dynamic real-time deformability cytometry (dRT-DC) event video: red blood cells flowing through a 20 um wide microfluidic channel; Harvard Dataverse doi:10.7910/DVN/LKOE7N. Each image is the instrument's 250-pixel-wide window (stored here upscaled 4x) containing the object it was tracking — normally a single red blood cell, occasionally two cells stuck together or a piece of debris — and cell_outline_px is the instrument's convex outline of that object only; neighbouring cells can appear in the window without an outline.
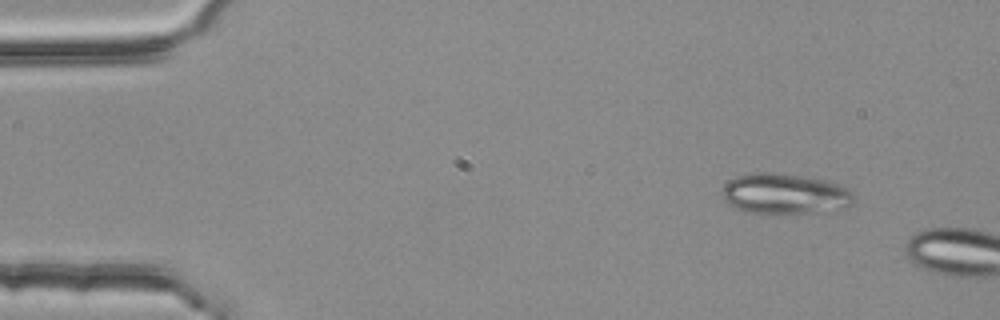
{"species": "common noctule bat (a hibernating species)", "species_latin": "Nyctalus noctula", "temperature_condition": "room temperature", "stored_images_in_passage": 2, "camera_frame_rate_fps": 3000, "um_per_image_px": 0.085, "animal": {"sex": "female", "body_mass_g": 25.1}, "frame": {"image": 1, "passage_image": 1, "time_ms": 0.0, "image_size_px": [1000, 320], "cell_outline_px": [[852, 204], [848, 208], [816, 212], [752, 212], [736, 208], [728, 204], [724, 200], [724, 184], [728, 180], [740, 176], [760, 172], [764, 172], [800, 176], [824, 180], [840, 184], [848, 188], [852, 192]], "centroid_in_image_um": [66.75, 16.47], "position_along_channel_um": 18.3, "area_um2": 30.35}}